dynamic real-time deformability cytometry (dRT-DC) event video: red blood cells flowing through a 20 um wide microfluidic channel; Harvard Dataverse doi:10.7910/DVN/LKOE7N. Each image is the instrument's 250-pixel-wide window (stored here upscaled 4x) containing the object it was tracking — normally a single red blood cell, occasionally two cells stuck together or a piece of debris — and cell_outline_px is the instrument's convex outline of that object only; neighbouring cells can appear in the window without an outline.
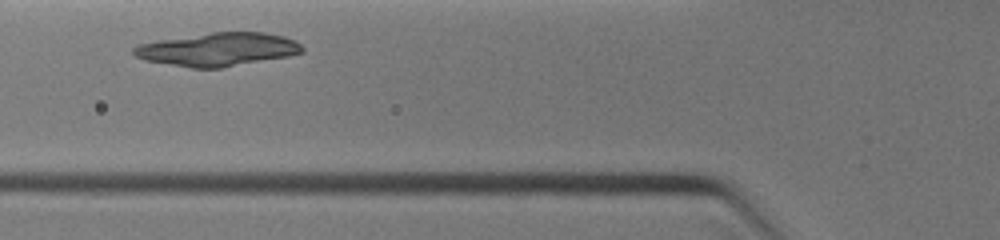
{"species": "common noctule bat (a hibernating species)", "species_latin": "Nyctalus noctula", "temperature_condition": "warm", "stored_images_in_passage": 3, "camera_frame_rate_fps": 3000, "um_per_image_px": 0.085, "animal": {"sex": "female", "body_mass_g": 19.0, "forearm_length_mm": 51.5}, "frame": {"image": 1, "passage_image": 2, "time_ms": 0.667, "image_size_px": [1000, 240], "cell_outline_px": [[304, 52], [288, 56], [220, 68], [192, 68], [144, 60], [136, 56], [132, 52], [132, 48], [136, 44], [160, 40], [212, 32], [264, 32], [284, 36], [296, 40], [304, 48]], "centroid_in_image_um": [18.53, 4.19], "position_along_channel_um": 107.3, "area_um2": 32.66}}
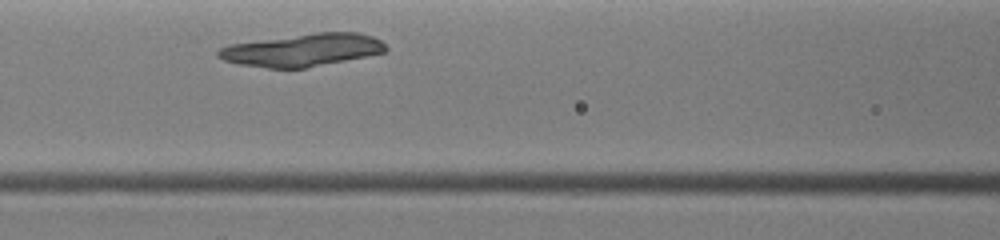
{"frame": {"image": 2, "passage_image": 3, "time_ms": 1.333, "image_size_px": [1000, 240], "cell_outline_px": [[388, 48], [384, 52], [304, 68], [268, 68], [240, 64], [224, 60], [216, 56], [216, 52], [220, 48], [228, 44], [316, 32], [360, 32], [372, 36], [380, 40]], "centroid_in_image_um": [25.67, 4.24], "position_along_channel_um": 140.9, "area_um2": 31.56}}